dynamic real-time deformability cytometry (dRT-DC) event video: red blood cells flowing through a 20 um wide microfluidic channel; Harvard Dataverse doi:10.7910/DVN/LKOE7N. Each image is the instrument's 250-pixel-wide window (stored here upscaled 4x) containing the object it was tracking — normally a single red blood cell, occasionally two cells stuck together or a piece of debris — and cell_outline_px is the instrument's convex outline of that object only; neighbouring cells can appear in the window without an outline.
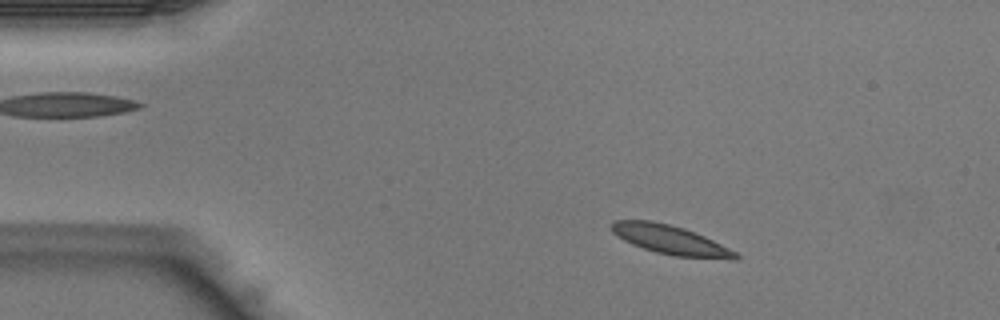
{"species": "Egyptian fruit bat (a non-hibernating species)", "species_latin": "Rousettus aegyptiacus", "temperature_condition": "warm", "stored_images_in_passage": 41, "camera_frame_rate_fps": 3000, "um_per_image_px": 0.085, "animal": {"sex": "male"}, "frame": {"image": 1, "passage_image": 5, "time_ms": 1.333, "image_size_px": [1000, 320], "cell_outline_px": [[740, 256], [736, 260], [732, 260], [676, 256], [656, 252], [632, 244], [616, 236], [612, 232], [608, 224], [612, 220], [652, 220], [684, 228], [704, 236], [736, 252]], "centroid_in_image_um": [56.94, 20.38], "position_along_channel_um": 28.1, "area_um2": 21.1}}
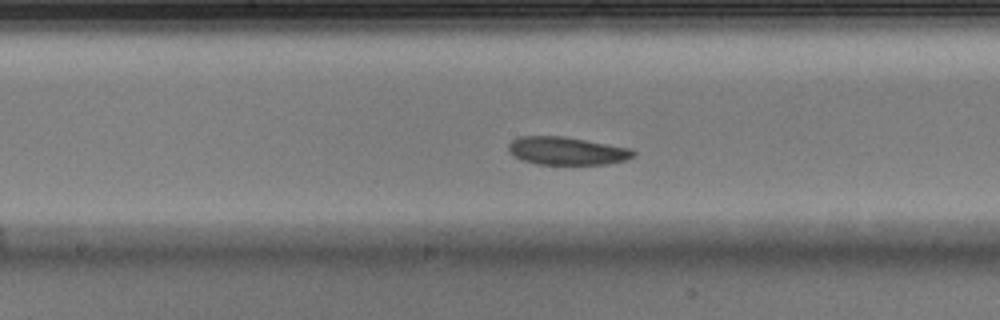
{"frame": {"image": 2, "passage_image": 20, "time_ms": 6.333, "image_size_px": [1000, 320], "cell_outline_px": [[636, 156], [628, 160], [608, 164], [536, 164], [520, 160], [508, 152], [508, 144], [512, 140], [520, 136], [564, 136], [632, 148], [636, 152]], "centroid_in_image_um": [48.2, 12.83], "position_along_channel_um": 200.0, "area_um2": 20.69}}
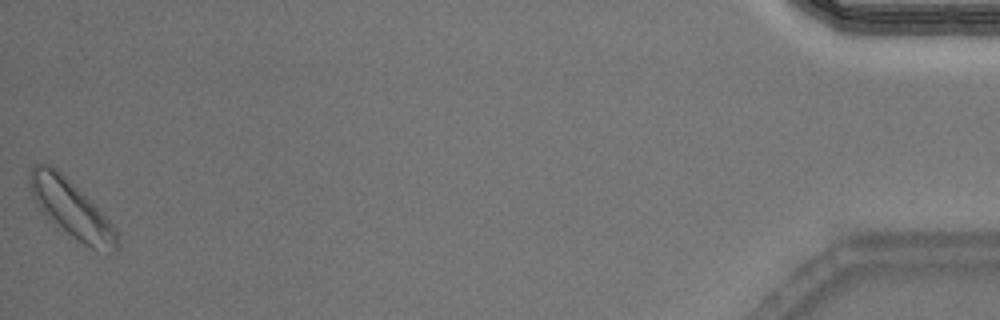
{"frame": {"image": 3, "passage_image": 41, "time_ms": 13.333, "image_size_px": [1000, 320], "cell_outline_px": [[120, 244], [116, 252], [112, 252], [92, 248], [76, 244], [48, 220], [44, 216], [36, 204], [32, 196], [28, 184], [28, 176], [32, 168], [36, 164], [48, 164], [56, 168], [116, 228]], "centroid_in_image_um": [6.02, 17.84], "position_along_channel_um": 429.2, "area_um2": 29.42}}